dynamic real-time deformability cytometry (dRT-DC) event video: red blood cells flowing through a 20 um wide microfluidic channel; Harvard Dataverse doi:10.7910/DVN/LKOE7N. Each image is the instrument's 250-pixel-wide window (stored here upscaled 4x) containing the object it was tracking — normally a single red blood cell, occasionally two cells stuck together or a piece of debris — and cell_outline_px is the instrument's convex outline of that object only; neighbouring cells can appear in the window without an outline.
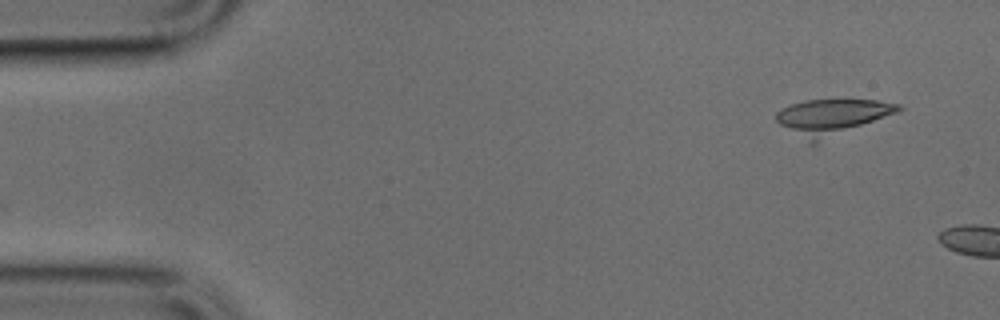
{"species": "common noctule bat (a hibernating species)", "species_latin": "Nyctalus noctula", "temperature_condition": "cold", "stored_images_in_passage": 4, "camera_frame_rate_fps": 3000, "um_per_image_px": 0.085, "animal": {"sex": "male", "body_mass_g": 17.9, "forearm_length_mm": 54.2}, "frame": {"image": 1, "passage_image": 1, "time_ms": 0.0, "image_size_px": [1000, 320], "cell_outline_px": [[904, 108], [896, 112], [816, 144], [808, 144], [780, 124], [776, 120], [776, 112], [792, 104], [804, 100], [876, 100], [900, 104]], "centroid_in_image_um": [70.67, 9.96], "position_along_channel_um": 14.3, "area_um2": 25.2}}